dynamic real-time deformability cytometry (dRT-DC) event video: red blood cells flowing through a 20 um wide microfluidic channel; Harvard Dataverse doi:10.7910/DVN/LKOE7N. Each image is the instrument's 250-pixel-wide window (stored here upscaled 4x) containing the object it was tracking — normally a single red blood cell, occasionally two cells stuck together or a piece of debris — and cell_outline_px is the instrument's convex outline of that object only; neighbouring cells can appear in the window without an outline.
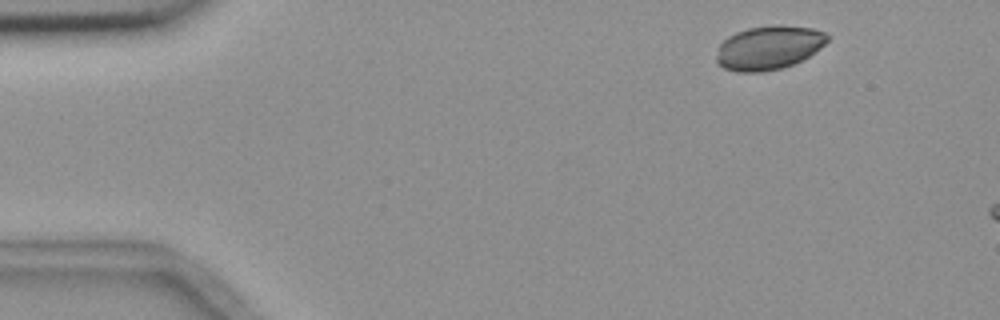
{"species": "common noctule bat (a hibernating species)", "species_latin": "Nyctalus noctula", "temperature_condition": "room temperature", "stored_images_in_passage": 2, "camera_frame_rate_fps": 3000, "um_per_image_px": 0.085, "animal": {"sex": "female", "body_mass_g": 18.4}, "frame": {"image": 1, "passage_image": 1, "time_ms": 0.0, "image_size_px": [1000, 320], "cell_outline_px": [[828, 40], [816, 52], [792, 64], [780, 68], [760, 72], [736, 72], [724, 68], [716, 64], [716, 48], [728, 36], [736, 32], [748, 28], [772, 24], [780, 24], [812, 28], [824, 32], [828, 36]], "centroid_in_image_um": [65.3, 4.04], "position_along_channel_um": 19.7, "area_um2": 28.55}}